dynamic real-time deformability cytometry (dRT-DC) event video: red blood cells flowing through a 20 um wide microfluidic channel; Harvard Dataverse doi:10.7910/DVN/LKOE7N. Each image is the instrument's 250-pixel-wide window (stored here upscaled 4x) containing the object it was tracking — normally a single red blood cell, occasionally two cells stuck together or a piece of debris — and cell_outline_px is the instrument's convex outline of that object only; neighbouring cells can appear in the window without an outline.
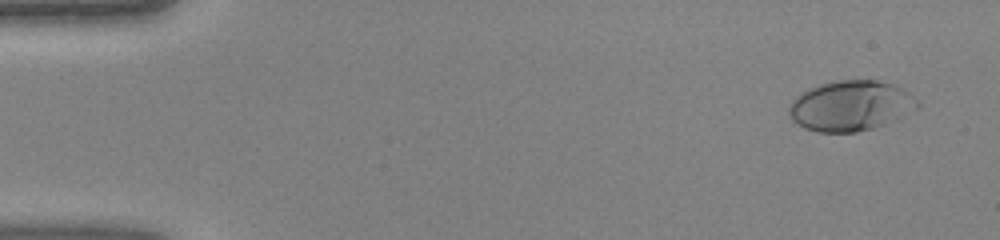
{"species": "human", "species_latin": "Homo sapiens", "temperature_condition": "warm", "stored_images_in_passage": 45, "camera_frame_rate_fps": 3000, "um_per_image_px": 0.085, "donor": {"sex": "female"}, "frame": {"image": 1, "passage_image": 3, "time_ms": 0.667, "image_size_px": [1000, 240], "cell_outline_px": [[920, 104], [916, 108], [896, 120], [872, 128], [856, 132], [816, 132], [804, 128], [796, 124], [792, 120], [788, 112], [788, 108], [792, 100], [796, 96], [808, 88], [820, 84], [836, 80], [876, 80], [896, 84], [908, 92]], "centroid_in_image_um": [72.27, 8.99], "position_along_channel_um": 12.7, "area_um2": 37.8}}
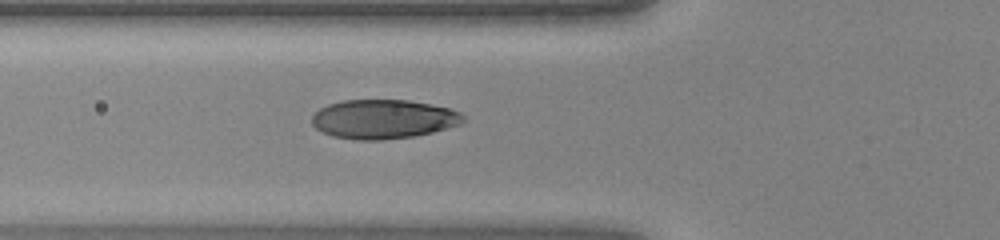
{"frame": {"image": 2, "passage_image": 17, "time_ms": 5.333, "image_size_px": [1000, 240], "cell_outline_px": [[464, 120], [460, 124], [448, 128], [416, 136], [380, 140], [356, 140], [332, 136], [320, 132], [312, 124], [312, 116], [320, 108], [328, 104], [344, 100], [408, 100], [432, 104], [448, 108], [460, 112], [464, 116]], "centroid_in_image_um": [32.57, 10.13], "position_along_channel_um": 93.2, "area_um2": 34.68}}
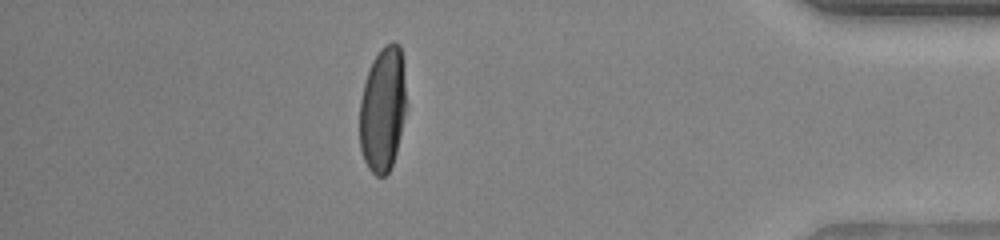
{"frame": {"image": 3, "passage_image": 40, "time_ms": 13.0, "image_size_px": [1000, 240], "cell_outline_px": [[404, 112], [396, 152], [392, 164], [388, 172], [384, 176], [376, 176], [368, 168], [364, 160], [360, 148], [360, 100], [364, 84], [372, 60], [384, 44], [392, 40], [400, 44], [404, 64]], "centroid_in_image_um": [32.51, 9.25], "position_along_channel_um": 402.7, "area_um2": 33.64}}